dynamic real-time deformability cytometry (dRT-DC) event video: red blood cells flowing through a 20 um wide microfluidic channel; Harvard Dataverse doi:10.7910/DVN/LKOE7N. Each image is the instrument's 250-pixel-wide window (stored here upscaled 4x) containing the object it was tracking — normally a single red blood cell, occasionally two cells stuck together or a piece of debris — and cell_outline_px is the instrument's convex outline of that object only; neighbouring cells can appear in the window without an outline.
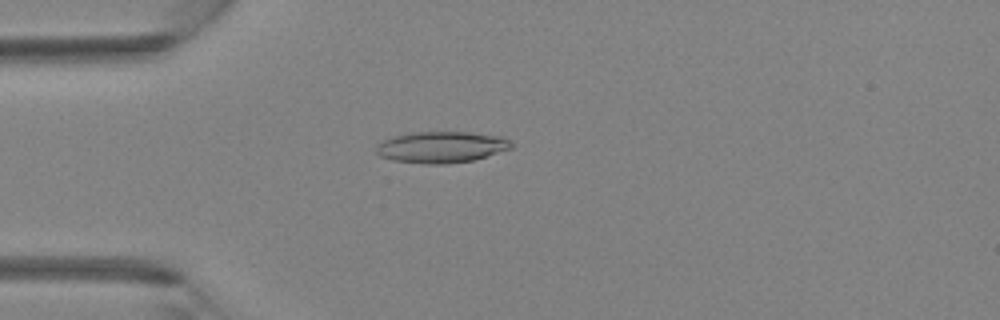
{"species": "Egyptian fruit bat (a non-hibernating species)", "species_latin": "Rousettus aegyptiacus", "temperature_condition": "room temperature", "stored_images_in_passage": 40, "camera_frame_rate_fps": 3000, "um_per_image_px": 0.085, "animal": {"sex": "female"}, "frame": {"image": 1, "passage_image": 11, "time_ms": 3.333, "image_size_px": [1000, 320], "cell_outline_px": [[512, 148], [472, 160], [444, 164], [424, 164], [392, 160], [380, 156], [376, 152], [376, 144], [384, 140], [396, 136], [412, 132], [468, 132], [500, 136], [508, 140], [512, 144]], "centroid_in_image_um": [37.48, 12.5], "position_along_channel_um": 47.5, "area_um2": 24.45}}
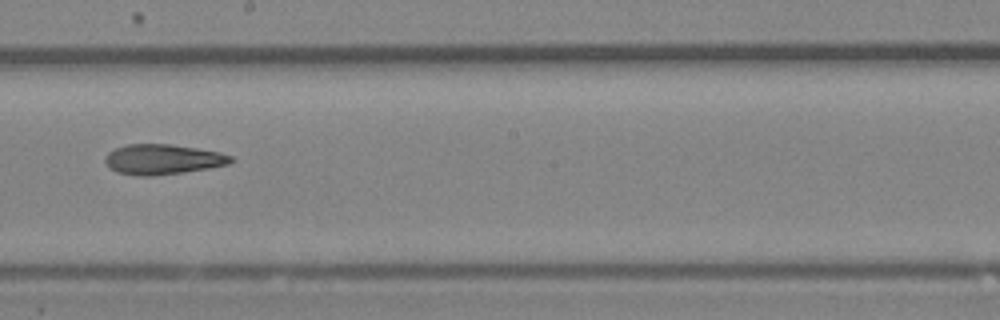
{"frame": {"image": 2, "passage_image": 23, "time_ms": 7.333, "image_size_px": [1000, 320], "cell_outline_px": [[232, 160], [228, 164], [208, 168], [184, 172], [152, 176], [136, 176], [116, 172], [108, 168], [104, 160], [108, 152], [116, 148], [128, 144], [172, 144], [220, 152], [232, 156]], "centroid_in_image_um": [13.79, 13.55], "position_along_channel_um": 234.4, "area_um2": 22.14}}
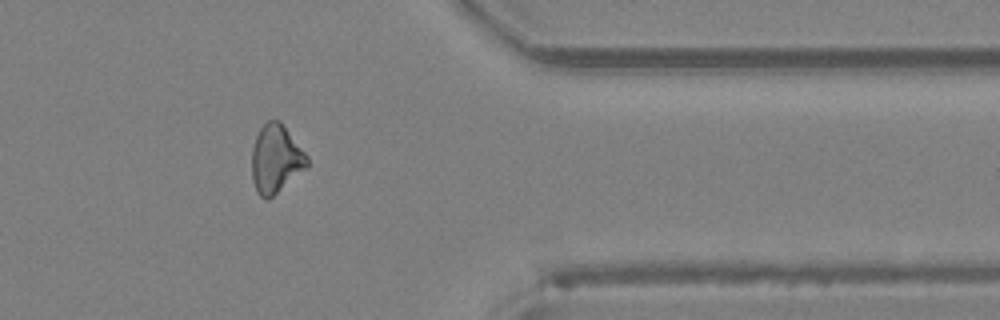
{"frame": {"image": 3, "passage_image": 33, "time_ms": 10.667, "image_size_px": [1000, 320], "cell_outline_px": [[308, 164], [304, 168], [268, 200], [264, 200], [256, 192], [252, 180], [252, 148], [256, 136], [260, 128], [268, 120], [280, 120], [308, 156]], "centroid_in_image_um": [23.41, 13.5], "position_along_channel_um": 388.0, "area_um2": 21.73}}